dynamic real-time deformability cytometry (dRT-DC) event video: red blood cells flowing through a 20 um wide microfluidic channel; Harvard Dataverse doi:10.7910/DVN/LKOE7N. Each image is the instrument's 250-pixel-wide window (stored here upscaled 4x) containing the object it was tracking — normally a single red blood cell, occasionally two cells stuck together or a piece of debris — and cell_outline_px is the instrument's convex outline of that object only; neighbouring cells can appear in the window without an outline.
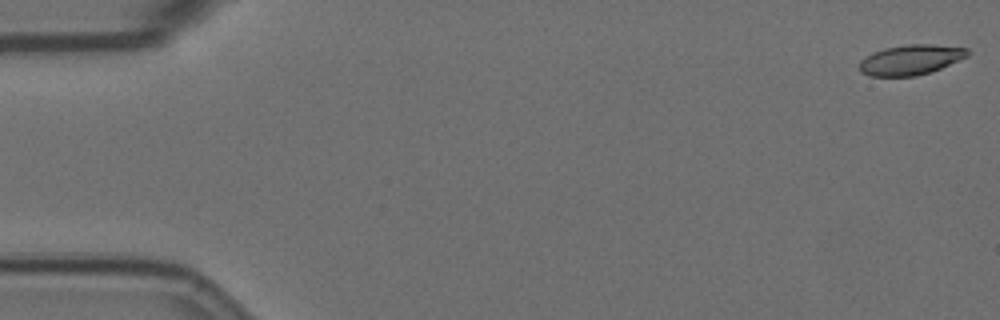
{"species": "Egyptian fruit bat (a non-hibernating species)", "species_latin": "Rousettus aegyptiacus", "temperature_condition": "room temperature", "stored_images_in_passage": 57, "camera_frame_rate_fps": 3000, "um_per_image_px": 0.085, "animal": {"sex": "female"}, "frame": {"image": 1, "passage_image": 1, "time_ms": 0.0, "image_size_px": [1000, 320], "cell_outline_px": [[968, 56], [940, 68], [916, 76], [868, 76], [860, 72], [860, 60], [872, 52], [884, 48], [908, 44], [932, 44], [968, 48]], "centroid_in_image_um": [77.38, 5.07], "position_along_channel_um": 7.6, "area_um2": 18.9}}
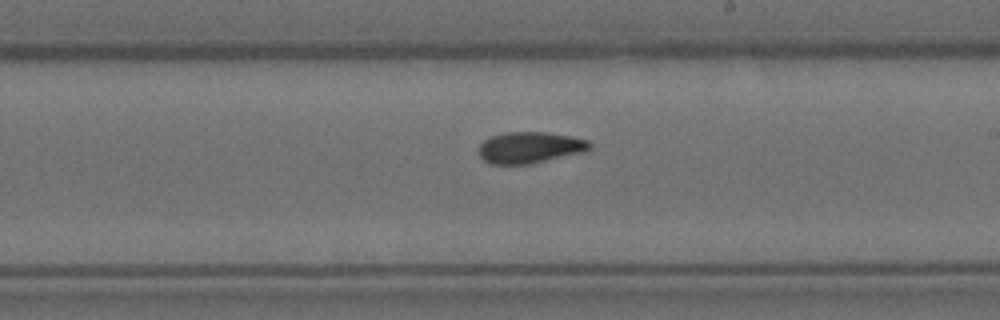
{"frame": {"image": 2, "passage_image": 33, "time_ms": 10.667, "image_size_px": [1000, 320], "cell_outline_px": [[592, 148], [588, 152], [528, 164], [492, 164], [484, 160], [480, 156], [480, 144], [484, 140], [492, 136], [504, 132], [544, 132], [572, 136], [588, 140], [592, 144]], "centroid_in_image_um": [45.11, 12.54], "position_along_channel_um": 243.9, "area_um2": 20.4}}
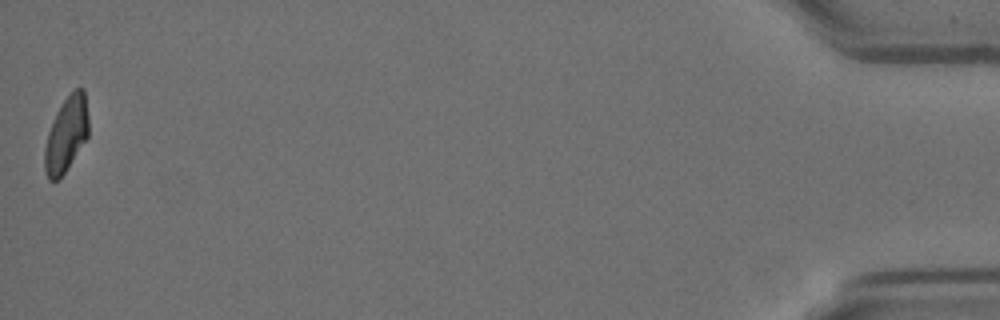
{"frame": {"image": 3, "passage_image": 57, "time_ms": 18.667, "image_size_px": [1000, 320], "cell_outline_px": [[88, 136], [64, 172], [56, 180], [48, 180], [44, 172], [44, 148], [48, 132], [56, 112], [64, 100], [76, 88], [84, 88], [88, 116]], "centroid_in_image_um": [5.62, 11.42], "position_along_channel_um": 429.6, "area_um2": 18.96}, "authors_computed_cell_mechanics": {"area_um2": 19.9988, "velocity_mm_per_s": 3.54, "shape_relaxation_time_tau1_ms": null, "shape_relaxation_time_tau2_ms": 3.1454, "deformation_change_tau1": null, "deformation_change_tau2": 0.0746}}